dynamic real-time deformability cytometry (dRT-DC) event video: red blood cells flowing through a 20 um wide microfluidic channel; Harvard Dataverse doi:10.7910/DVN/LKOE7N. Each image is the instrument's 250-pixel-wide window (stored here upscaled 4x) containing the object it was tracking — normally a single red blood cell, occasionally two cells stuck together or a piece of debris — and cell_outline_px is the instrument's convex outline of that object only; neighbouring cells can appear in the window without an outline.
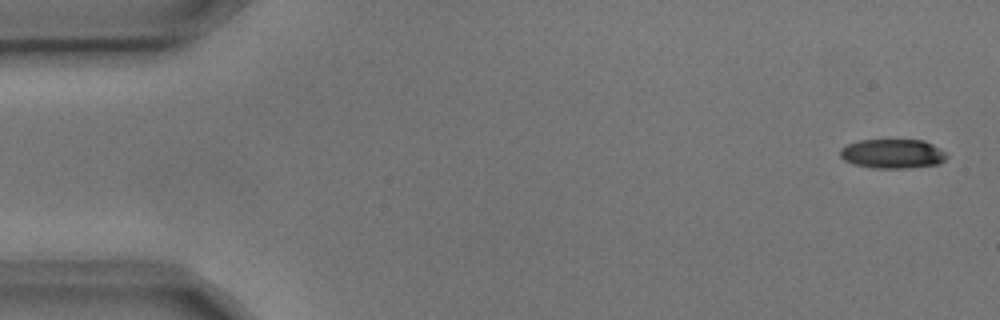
{"species": "common noctule bat (a hibernating species)", "species_latin": "Nyctalus noctula", "temperature_condition": "cold", "stored_images_in_passage": 4, "camera_frame_rate_fps": 3000, "um_per_image_px": 0.085, "animal": {"sex": "male", "body_mass_g": 17.9, "forearm_length_mm": 54.2}, "frame": {"image": 1, "passage_image": 1, "time_ms": 0.0, "image_size_px": [1000, 320], "cell_outline_px": [[948, 156], [944, 160], [936, 164], [908, 168], [872, 168], [852, 164], [844, 160], [840, 156], [840, 148], [848, 144], [860, 140], [924, 140], [932, 144], [944, 152]], "centroid_in_image_um": [75.83, 13.07], "position_along_channel_um": 9.2, "area_um2": 18.15}}
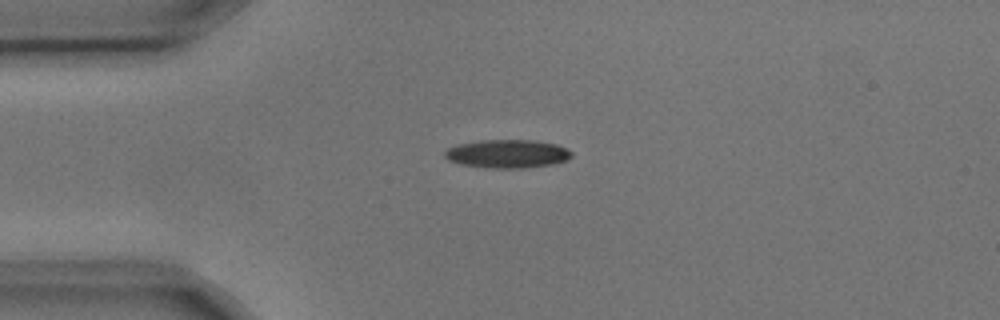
{"frame": {"image": 2, "passage_image": 4, "time_ms": 1.0, "image_size_px": [1000, 320], "cell_outline_px": [[572, 156], [568, 160], [552, 164], [524, 168], [488, 168], [460, 164], [448, 160], [444, 156], [444, 152], [448, 148], [456, 144], [480, 140], [532, 140], [556, 144], [572, 152]], "centroid_in_image_um": [43.1, 13.07], "position_along_channel_um": 41.9, "area_um2": 21.04}}